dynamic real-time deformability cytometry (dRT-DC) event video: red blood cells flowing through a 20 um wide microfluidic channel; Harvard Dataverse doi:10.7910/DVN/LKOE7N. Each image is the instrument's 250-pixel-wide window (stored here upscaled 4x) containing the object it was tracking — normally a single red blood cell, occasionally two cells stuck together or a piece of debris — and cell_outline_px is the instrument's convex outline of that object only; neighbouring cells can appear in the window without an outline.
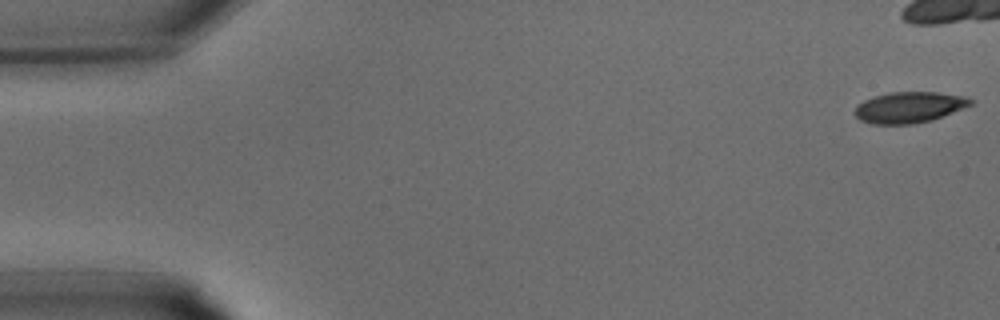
{"species": "common noctule bat (a hibernating species)", "species_latin": "Nyctalus noctula", "temperature_condition": "warm", "stored_images_in_passage": 26, "camera_frame_rate_fps": 3000, "um_per_image_px": 0.085, "animal": {"sex": "male", "body_mass_g": 15.6}, "frame": {"image": 1, "passage_image": 1, "time_ms": 0.0, "image_size_px": [1000, 320], "cell_outline_px": [[972, 104], [932, 120], [912, 124], [872, 124], [860, 120], [852, 112], [856, 104], [864, 100], [876, 96], [892, 92], [936, 92], [964, 96], [972, 100]], "centroid_in_image_um": [77.22, 9.13], "position_along_channel_um": 7.8, "area_um2": 20.81}}